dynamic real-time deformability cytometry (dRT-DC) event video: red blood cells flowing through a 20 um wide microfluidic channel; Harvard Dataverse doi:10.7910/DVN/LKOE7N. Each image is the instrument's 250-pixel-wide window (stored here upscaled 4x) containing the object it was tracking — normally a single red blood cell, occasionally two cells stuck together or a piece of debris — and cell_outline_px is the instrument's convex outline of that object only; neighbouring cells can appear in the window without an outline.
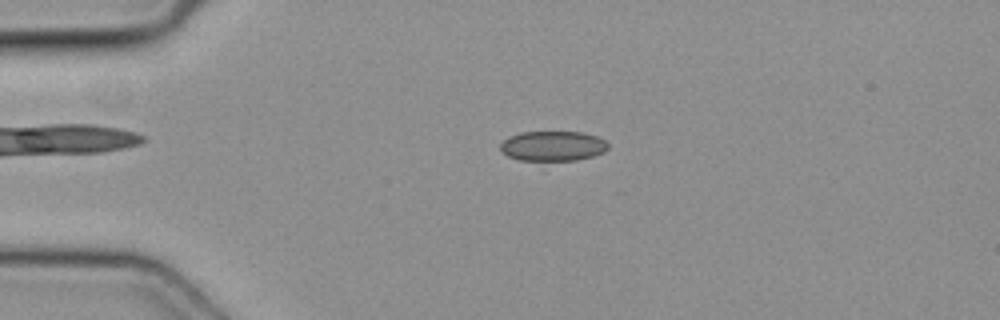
{"species": "common noctule bat (a hibernating species)", "species_latin": "Nyctalus noctula", "temperature_condition": "cold", "stored_images_in_passage": 48, "camera_frame_rate_fps": 3000, "um_per_image_px": 0.085, "animal": {"sex": "female", "body_mass_g": 19.3, "forearm_length_mm": 54.1}, "frame": {"image": 1, "passage_image": 10, "time_ms": 3.0, "image_size_px": [1000, 320], "cell_outline_px": [[608, 148], [604, 152], [592, 156], [576, 160], [520, 160], [508, 156], [500, 148], [500, 144], [508, 136], [520, 132], [580, 132], [596, 136], [604, 140], [608, 144]], "centroid_in_image_um": [46.98, 12.4], "position_along_channel_um": 38.0, "area_um2": 18.67}}
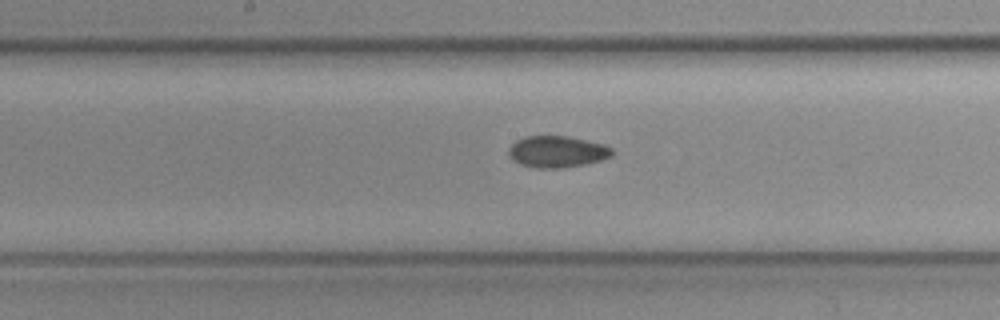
{"frame": {"image": 2, "passage_image": 24, "time_ms": 7.667, "image_size_px": [1000, 320], "cell_outline_px": [[612, 156], [600, 160], [584, 164], [560, 168], [536, 168], [520, 164], [508, 156], [508, 148], [516, 140], [524, 136], [568, 136], [604, 144], [612, 148]], "centroid_in_image_um": [47.32, 12.89], "position_along_channel_um": 200.9, "area_um2": 19.02}}
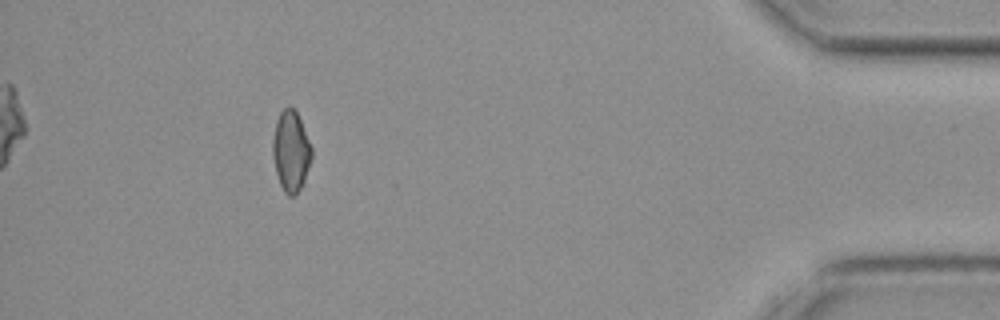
{"frame": {"image": 3, "passage_image": 43, "time_ms": 14.0, "image_size_px": [1000, 320], "cell_outline_px": [[312, 156], [304, 184], [296, 196], [288, 196], [284, 192], [280, 184], [276, 172], [272, 152], [272, 140], [276, 120], [280, 112], [288, 104], [296, 112], [300, 120], [312, 148]], "centroid_in_image_um": [24.72, 12.88], "position_along_channel_um": 410.5, "area_um2": 18.44}}